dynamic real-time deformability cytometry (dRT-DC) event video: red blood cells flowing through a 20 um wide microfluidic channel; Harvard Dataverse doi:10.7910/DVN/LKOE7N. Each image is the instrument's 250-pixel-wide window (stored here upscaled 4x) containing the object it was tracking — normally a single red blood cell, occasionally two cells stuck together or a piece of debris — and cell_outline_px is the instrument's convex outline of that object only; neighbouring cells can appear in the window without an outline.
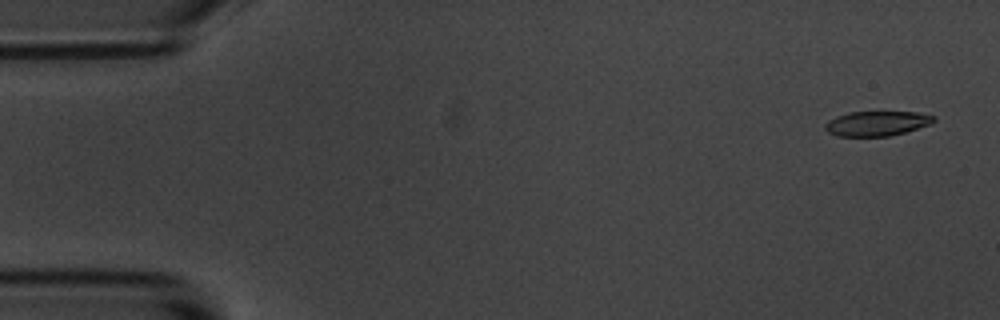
{"species": "common noctule bat (a hibernating species)", "species_latin": "Nyctalus noctula", "temperature_condition": "room temperature", "stored_images_in_passage": 5, "camera_frame_rate_fps": 3000, "um_per_image_px": 0.085, "animal": {"sex": "male", "body_mass_g": 20.1, "forearm_length_mm": 53.5}, "frame": {"image": 1, "passage_image": 1, "time_ms": 0.0, "image_size_px": [1000, 320], "cell_outline_px": [[936, 120], [928, 124], [904, 132], [888, 136], [836, 136], [828, 132], [824, 128], [824, 124], [828, 120], [836, 116], [848, 112], [916, 112], [936, 116]], "centroid_in_image_um": [74.48, 10.49], "position_along_channel_um": 10.5, "area_um2": 15.61}}
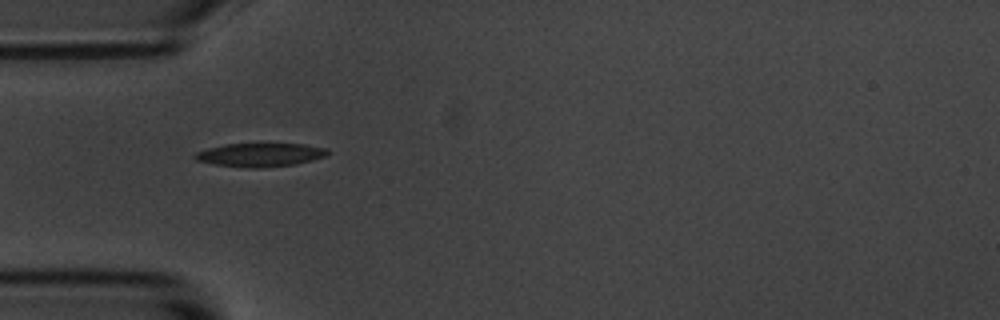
{"frame": {"image": 2, "passage_image": 5, "time_ms": 1.333, "image_size_px": [1000, 320], "cell_outline_px": [[328, 156], [296, 164], [264, 168], [248, 168], [216, 164], [196, 160], [192, 156], [196, 152], [208, 148], [228, 144], [304, 144], [328, 148]], "centroid_in_image_um": [22.15, 13.17], "position_along_channel_um": 62.8, "area_um2": 18.21}}